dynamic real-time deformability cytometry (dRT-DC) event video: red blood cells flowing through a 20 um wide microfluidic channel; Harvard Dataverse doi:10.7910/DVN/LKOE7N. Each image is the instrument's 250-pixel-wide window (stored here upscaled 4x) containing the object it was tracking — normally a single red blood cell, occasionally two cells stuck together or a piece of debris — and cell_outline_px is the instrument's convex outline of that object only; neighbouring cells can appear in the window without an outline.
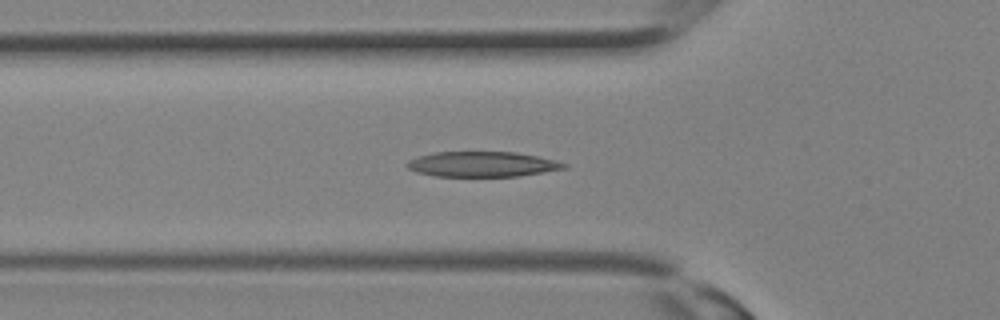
{"species": "Egyptian fruit bat (a non-hibernating species)", "species_latin": "Rousettus aegyptiacus", "temperature_condition": "room temperature", "stored_images_in_passage": 15, "camera_frame_rate_fps": 3000, "um_per_image_px": 0.085, "animal": {"sex": "female"}, "frame": {"image": 1, "passage_image": 9, "time_ms": 2.667, "image_size_px": [1000, 320], "cell_outline_px": [[568, 168], [520, 176], [436, 176], [416, 172], [408, 168], [404, 164], [408, 160], [416, 156], [432, 152], [516, 152], [556, 160], [568, 164]], "centroid_in_image_um": [40.97, 13.95], "position_along_channel_um": 84.8, "area_um2": 23.24}}
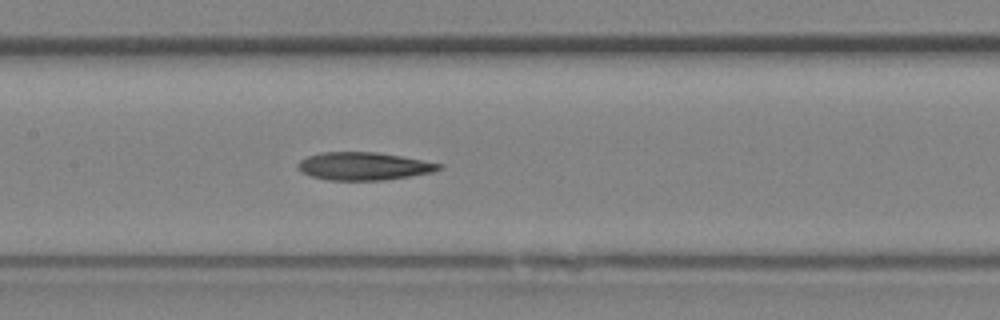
{"frame": {"image": 2, "passage_image": 13, "time_ms": 4.0, "image_size_px": [1000, 320], "cell_outline_px": [[444, 168], [432, 172], [384, 180], [328, 180], [312, 176], [304, 172], [296, 164], [300, 160], [308, 156], [324, 152], [376, 152], [400, 156], [444, 164]], "centroid_in_image_um": [30.95, 14.12], "position_along_channel_um": 176.4, "area_um2": 22.66}}
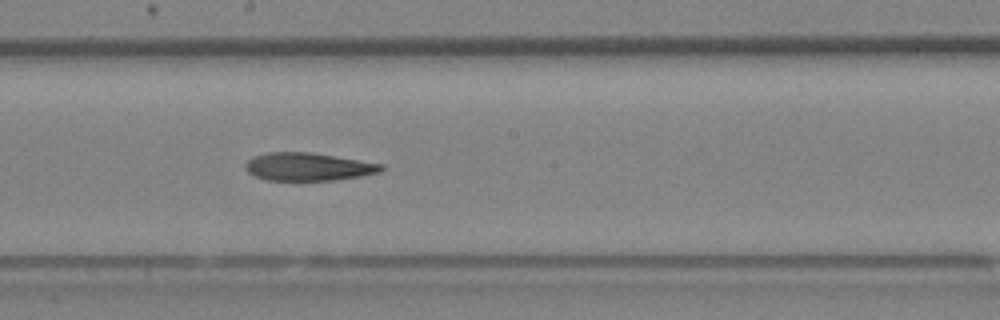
{"frame": {"image": 3, "passage_image": 15, "time_ms": 4.667, "image_size_px": [1000, 320], "cell_outline_px": [[384, 168], [380, 172], [360, 176], [336, 180], [264, 180], [248, 172], [244, 168], [244, 164], [252, 156], [268, 152], [308, 152], [384, 164]], "centroid_in_image_um": [26.16, 14.17], "position_along_channel_um": 222.0, "area_um2": 22.08}}